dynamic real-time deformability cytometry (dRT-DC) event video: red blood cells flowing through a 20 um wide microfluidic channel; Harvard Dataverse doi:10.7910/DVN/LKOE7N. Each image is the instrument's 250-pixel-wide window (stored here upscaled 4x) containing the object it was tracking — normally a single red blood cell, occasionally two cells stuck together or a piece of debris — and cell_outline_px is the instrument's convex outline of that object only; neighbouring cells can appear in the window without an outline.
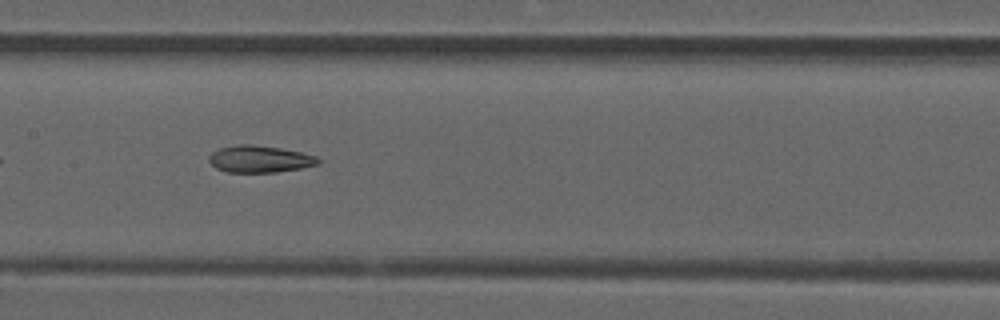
{"species": "common noctule bat (a hibernating species)", "species_latin": "Nyctalus noctula", "temperature_condition": "room temperature", "stored_images_in_passage": 40, "camera_frame_rate_fps": 3000, "um_per_image_px": 0.085, "animal": {"sex": "male", "forearm_length_mm": 52.5}, "frame": {"image": 1, "passage_image": 12, "time_ms": 3.667, "image_size_px": [1000, 320], "cell_outline_px": [[320, 164], [300, 168], [276, 172], [228, 172], [216, 168], [208, 160], [208, 156], [212, 152], [220, 148], [236, 144], [252, 144], [280, 148], [300, 152], [316, 156], [320, 160]], "centroid_in_image_um": [22.06, 13.51], "position_along_channel_um": 185.3, "area_um2": 17.11}, "authors_computed_cell_mechanics": {"area_um2": 16.8776, "velocity_mm_per_s": 3.8742, "shape_relaxation_time_tau1_ms": null, "shape_relaxation_time_tau2_ms": 5.7059, "deformation_change_tau1": null, "deformation_change_tau2": 0.1515}}